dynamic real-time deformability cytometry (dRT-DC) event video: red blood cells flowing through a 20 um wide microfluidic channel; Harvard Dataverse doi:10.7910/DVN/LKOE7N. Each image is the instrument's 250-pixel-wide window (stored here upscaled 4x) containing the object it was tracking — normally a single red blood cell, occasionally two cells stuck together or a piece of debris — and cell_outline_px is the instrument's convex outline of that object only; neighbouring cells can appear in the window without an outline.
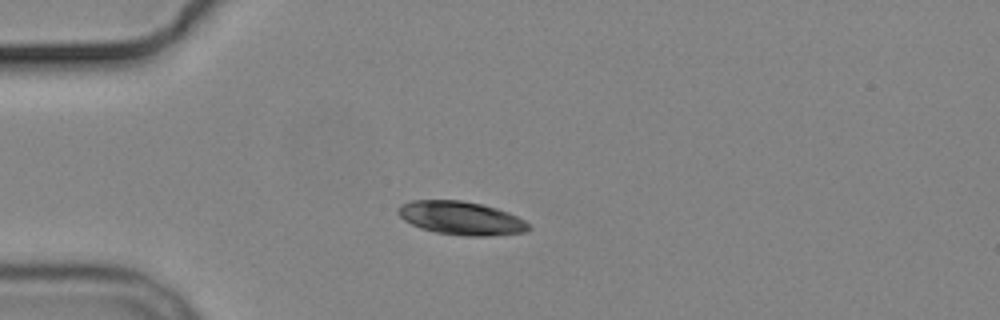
{"species": "common noctule bat (a hibernating species)", "species_latin": "Nyctalus noctula", "temperature_condition": "cold", "stored_images_in_passage": 7, "camera_frame_rate_fps": 3000, "um_per_image_px": 0.085, "animal": {"sex": "male", "body_mass_g": 19.2, "forearm_length_mm": 51.8}, "frame": {"image": 1, "passage_image": 5, "time_ms": 4.667, "image_size_px": [1000, 320], "cell_outline_px": [[532, 228], [528, 232], [488, 236], [464, 236], [436, 232], [420, 228], [404, 220], [396, 212], [396, 208], [400, 204], [412, 200], [460, 200], [480, 204], [496, 208], [508, 212], [524, 220]], "centroid_in_image_um": [39.18, 18.54], "position_along_channel_um": 45.8, "area_um2": 25.55}}
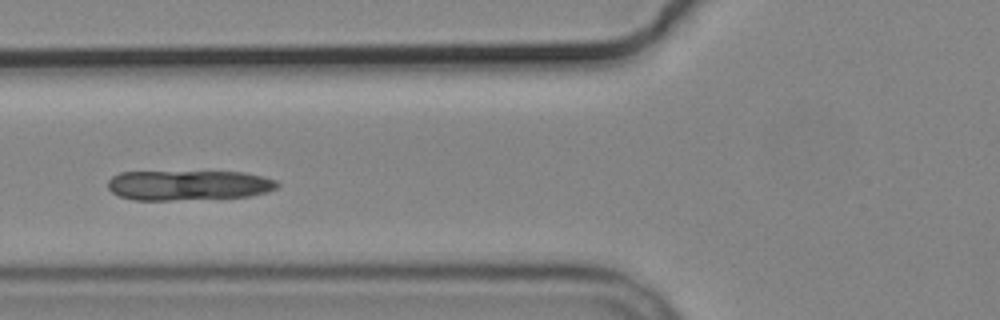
{"frame": {"image": 2, "passage_image": 7, "time_ms": 7.0, "image_size_px": [1000, 320], "cell_outline_px": [[280, 184], [276, 188], [268, 192], [248, 196], [172, 200], [132, 200], [120, 196], [112, 192], [108, 188], [108, 180], [112, 176], [120, 172], [244, 172], [264, 176], [276, 180]], "centroid_in_image_um": [16.02, 15.74], "position_along_channel_um": 109.8, "area_um2": 29.65}}